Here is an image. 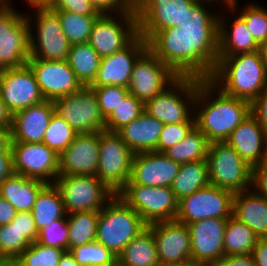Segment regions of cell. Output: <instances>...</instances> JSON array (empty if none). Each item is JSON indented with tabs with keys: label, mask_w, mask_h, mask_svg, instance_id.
<instances>
[{
	"label": "cell",
	"mask_w": 267,
	"mask_h": 266,
	"mask_svg": "<svg viewBox=\"0 0 267 266\" xmlns=\"http://www.w3.org/2000/svg\"><path fill=\"white\" fill-rule=\"evenodd\" d=\"M206 2L212 5L218 0H196L178 26L159 31L148 42L178 77L209 79L217 65L220 16L206 10Z\"/></svg>",
	"instance_id": "6da1fadb"
},
{
	"label": "cell",
	"mask_w": 267,
	"mask_h": 266,
	"mask_svg": "<svg viewBox=\"0 0 267 266\" xmlns=\"http://www.w3.org/2000/svg\"><path fill=\"white\" fill-rule=\"evenodd\" d=\"M250 113V102L223 93L209 79H200L194 103L195 126L209 143L225 141Z\"/></svg>",
	"instance_id": "7a4b0ae2"
},
{
	"label": "cell",
	"mask_w": 267,
	"mask_h": 266,
	"mask_svg": "<svg viewBox=\"0 0 267 266\" xmlns=\"http://www.w3.org/2000/svg\"><path fill=\"white\" fill-rule=\"evenodd\" d=\"M209 80L223 93L252 103L267 87L259 51L218 56Z\"/></svg>",
	"instance_id": "3957f363"
},
{
	"label": "cell",
	"mask_w": 267,
	"mask_h": 266,
	"mask_svg": "<svg viewBox=\"0 0 267 266\" xmlns=\"http://www.w3.org/2000/svg\"><path fill=\"white\" fill-rule=\"evenodd\" d=\"M147 225L117 194L99 211L96 241L118 257Z\"/></svg>",
	"instance_id": "277c9868"
},
{
	"label": "cell",
	"mask_w": 267,
	"mask_h": 266,
	"mask_svg": "<svg viewBox=\"0 0 267 266\" xmlns=\"http://www.w3.org/2000/svg\"><path fill=\"white\" fill-rule=\"evenodd\" d=\"M199 84V78L178 77L144 104L145 112L163 124L195 122L194 103Z\"/></svg>",
	"instance_id": "5b68a950"
},
{
	"label": "cell",
	"mask_w": 267,
	"mask_h": 266,
	"mask_svg": "<svg viewBox=\"0 0 267 266\" xmlns=\"http://www.w3.org/2000/svg\"><path fill=\"white\" fill-rule=\"evenodd\" d=\"M206 160L211 185L233 193L252 188L253 168L225 141L209 143Z\"/></svg>",
	"instance_id": "8992f818"
},
{
	"label": "cell",
	"mask_w": 267,
	"mask_h": 266,
	"mask_svg": "<svg viewBox=\"0 0 267 266\" xmlns=\"http://www.w3.org/2000/svg\"><path fill=\"white\" fill-rule=\"evenodd\" d=\"M30 35L25 14L12 4L0 6V70L26 65L31 54Z\"/></svg>",
	"instance_id": "52a82bcc"
},
{
	"label": "cell",
	"mask_w": 267,
	"mask_h": 266,
	"mask_svg": "<svg viewBox=\"0 0 267 266\" xmlns=\"http://www.w3.org/2000/svg\"><path fill=\"white\" fill-rule=\"evenodd\" d=\"M53 184L61 195L67 215L99 212L116 195L96 176L59 175Z\"/></svg>",
	"instance_id": "ba28073f"
},
{
	"label": "cell",
	"mask_w": 267,
	"mask_h": 266,
	"mask_svg": "<svg viewBox=\"0 0 267 266\" xmlns=\"http://www.w3.org/2000/svg\"><path fill=\"white\" fill-rule=\"evenodd\" d=\"M117 195L141 216L147 226L176 219L179 201L170 187L126 184Z\"/></svg>",
	"instance_id": "9c48e42d"
},
{
	"label": "cell",
	"mask_w": 267,
	"mask_h": 266,
	"mask_svg": "<svg viewBox=\"0 0 267 266\" xmlns=\"http://www.w3.org/2000/svg\"><path fill=\"white\" fill-rule=\"evenodd\" d=\"M134 153L117 132H99L96 177L117 194L129 181Z\"/></svg>",
	"instance_id": "30bf717a"
},
{
	"label": "cell",
	"mask_w": 267,
	"mask_h": 266,
	"mask_svg": "<svg viewBox=\"0 0 267 266\" xmlns=\"http://www.w3.org/2000/svg\"><path fill=\"white\" fill-rule=\"evenodd\" d=\"M34 9L36 10L34 11L36 15H33L36 16L33 18L35 25L32 22V16L27 15V13L25 15L31 26L29 59L67 60L71 45L63 32L58 13L49 7ZM32 26L36 27V35L32 31L34 28Z\"/></svg>",
	"instance_id": "8fae6325"
},
{
	"label": "cell",
	"mask_w": 267,
	"mask_h": 266,
	"mask_svg": "<svg viewBox=\"0 0 267 266\" xmlns=\"http://www.w3.org/2000/svg\"><path fill=\"white\" fill-rule=\"evenodd\" d=\"M55 112L62 117L77 134L96 133L105 130L96 92L83 86L78 92L55 99Z\"/></svg>",
	"instance_id": "7c38bea8"
},
{
	"label": "cell",
	"mask_w": 267,
	"mask_h": 266,
	"mask_svg": "<svg viewBox=\"0 0 267 266\" xmlns=\"http://www.w3.org/2000/svg\"><path fill=\"white\" fill-rule=\"evenodd\" d=\"M113 14H101L90 33L88 43L101 58L124 49L139 35L136 10Z\"/></svg>",
	"instance_id": "4fadbf2b"
},
{
	"label": "cell",
	"mask_w": 267,
	"mask_h": 266,
	"mask_svg": "<svg viewBox=\"0 0 267 266\" xmlns=\"http://www.w3.org/2000/svg\"><path fill=\"white\" fill-rule=\"evenodd\" d=\"M234 194L210 184L179 200L176 220L188 225L207 218H230Z\"/></svg>",
	"instance_id": "5bb4252c"
},
{
	"label": "cell",
	"mask_w": 267,
	"mask_h": 266,
	"mask_svg": "<svg viewBox=\"0 0 267 266\" xmlns=\"http://www.w3.org/2000/svg\"><path fill=\"white\" fill-rule=\"evenodd\" d=\"M196 0H135L138 34L148 43L159 31L178 26Z\"/></svg>",
	"instance_id": "9a60e30c"
},
{
	"label": "cell",
	"mask_w": 267,
	"mask_h": 266,
	"mask_svg": "<svg viewBox=\"0 0 267 266\" xmlns=\"http://www.w3.org/2000/svg\"><path fill=\"white\" fill-rule=\"evenodd\" d=\"M13 172L53 184L59 176V155L44 143L10 142Z\"/></svg>",
	"instance_id": "2e32d148"
},
{
	"label": "cell",
	"mask_w": 267,
	"mask_h": 266,
	"mask_svg": "<svg viewBox=\"0 0 267 266\" xmlns=\"http://www.w3.org/2000/svg\"><path fill=\"white\" fill-rule=\"evenodd\" d=\"M178 76L149 48L134 64L128 85L129 94L144 104L162 93Z\"/></svg>",
	"instance_id": "e0dca14e"
},
{
	"label": "cell",
	"mask_w": 267,
	"mask_h": 266,
	"mask_svg": "<svg viewBox=\"0 0 267 266\" xmlns=\"http://www.w3.org/2000/svg\"><path fill=\"white\" fill-rule=\"evenodd\" d=\"M0 96L12 115L45 100L27 64L0 70Z\"/></svg>",
	"instance_id": "ac0fdd59"
},
{
	"label": "cell",
	"mask_w": 267,
	"mask_h": 266,
	"mask_svg": "<svg viewBox=\"0 0 267 266\" xmlns=\"http://www.w3.org/2000/svg\"><path fill=\"white\" fill-rule=\"evenodd\" d=\"M26 64L31 68L45 100L54 101L83 87L67 60L28 59Z\"/></svg>",
	"instance_id": "d6986e66"
},
{
	"label": "cell",
	"mask_w": 267,
	"mask_h": 266,
	"mask_svg": "<svg viewBox=\"0 0 267 266\" xmlns=\"http://www.w3.org/2000/svg\"><path fill=\"white\" fill-rule=\"evenodd\" d=\"M228 218H207L188 224L191 260L202 266H212L224 254V233Z\"/></svg>",
	"instance_id": "ffe728a7"
},
{
	"label": "cell",
	"mask_w": 267,
	"mask_h": 266,
	"mask_svg": "<svg viewBox=\"0 0 267 266\" xmlns=\"http://www.w3.org/2000/svg\"><path fill=\"white\" fill-rule=\"evenodd\" d=\"M147 49L148 43L138 35L124 49L101 58L96 78L90 87H128L134 64Z\"/></svg>",
	"instance_id": "44dd1931"
},
{
	"label": "cell",
	"mask_w": 267,
	"mask_h": 266,
	"mask_svg": "<svg viewBox=\"0 0 267 266\" xmlns=\"http://www.w3.org/2000/svg\"><path fill=\"white\" fill-rule=\"evenodd\" d=\"M180 167L181 164L174 162L164 153H137L132 159L131 176L127 184L170 187Z\"/></svg>",
	"instance_id": "7402d4cb"
},
{
	"label": "cell",
	"mask_w": 267,
	"mask_h": 266,
	"mask_svg": "<svg viewBox=\"0 0 267 266\" xmlns=\"http://www.w3.org/2000/svg\"><path fill=\"white\" fill-rule=\"evenodd\" d=\"M156 243L159 262L177 263L191 260L190 231L178 220H167L148 225Z\"/></svg>",
	"instance_id": "603a6c76"
},
{
	"label": "cell",
	"mask_w": 267,
	"mask_h": 266,
	"mask_svg": "<svg viewBox=\"0 0 267 266\" xmlns=\"http://www.w3.org/2000/svg\"><path fill=\"white\" fill-rule=\"evenodd\" d=\"M99 163V132L77 134L59 155V175L96 176Z\"/></svg>",
	"instance_id": "cb8c5ba5"
},
{
	"label": "cell",
	"mask_w": 267,
	"mask_h": 266,
	"mask_svg": "<svg viewBox=\"0 0 267 266\" xmlns=\"http://www.w3.org/2000/svg\"><path fill=\"white\" fill-rule=\"evenodd\" d=\"M54 112V102L44 100L14 113L10 129L11 142L43 143Z\"/></svg>",
	"instance_id": "d4e9b609"
},
{
	"label": "cell",
	"mask_w": 267,
	"mask_h": 266,
	"mask_svg": "<svg viewBox=\"0 0 267 266\" xmlns=\"http://www.w3.org/2000/svg\"><path fill=\"white\" fill-rule=\"evenodd\" d=\"M225 142L252 168L267 157V135L251 113L232 131Z\"/></svg>",
	"instance_id": "484cf974"
},
{
	"label": "cell",
	"mask_w": 267,
	"mask_h": 266,
	"mask_svg": "<svg viewBox=\"0 0 267 266\" xmlns=\"http://www.w3.org/2000/svg\"><path fill=\"white\" fill-rule=\"evenodd\" d=\"M163 123L147 112L126 124L117 133L134 154L155 151Z\"/></svg>",
	"instance_id": "4316f807"
},
{
	"label": "cell",
	"mask_w": 267,
	"mask_h": 266,
	"mask_svg": "<svg viewBox=\"0 0 267 266\" xmlns=\"http://www.w3.org/2000/svg\"><path fill=\"white\" fill-rule=\"evenodd\" d=\"M233 217L246 224L258 238L267 237V198L254 188L234 194Z\"/></svg>",
	"instance_id": "83f0119b"
},
{
	"label": "cell",
	"mask_w": 267,
	"mask_h": 266,
	"mask_svg": "<svg viewBox=\"0 0 267 266\" xmlns=\"http://www.w3.org/2000/svg\"><path fill=\"white\" fill-rule=\"evenodd\" d=\"M237 15L231 26L225 23L226 18L224 17L226 16L219 15L221 16L219 17V56H233L258 51L259 44L253 38L244 19L239 14Z\"/></svg>",
	"instance_id": "f1b7e54d"
},
{
	"label": "cell",
	"mask_w": 267,
	"mask_h": 266,
	"mask_svg": "<svg viewBox=\"0 0 267 266\" xmlns=\"http://www.w3.org/2000/svg\"><path fill=\"white\" fill-rule=\"evenodd\" d=\"M45 182L13 173L0 185V197L6 199L17 212H31Z\"/></svg>",
	"instance_id": "f546056e"
},
{
	"label": "cell",
	"mask_w": 267,
	"mask_h": 266,
	"mask_svg": "<svg viewBox=\"0 0 267 266\" xmlns=\"http://www.w3.org/2000/svg\"><path fill=\"white\" fill-rule=\"evenodd\" d=\"M117 262L122 266H157L159 261L153 233L144 229L124 247Z\"/></svg>",
	"instance_id": "4dcf8cb0"
},
{
	"label": "cell",
	"mask_w": 267,
	"mask_h": 266,
	"mask_svg": "<svg viewBox=\"0 0 267 266\" xmlns=\"http://www.w3.org/2000/svg\"><path fill=\"white\" fill-rule=\"evenodd\" d=\"M210 185L207 160L181 164L178 174L170 186L176 199L193 194Z\"/></svg>",
	"instance_id": "1f68e13d"
},
{
	"label": "cell",
	"mask_w": 267,
	"mask_h": 266,
	"mask_svg": "<svg viewBox=\"0 0 267 266\" xmlns=\"http://www.w3.org/2000/svg\"><path fill=\"white\" fill-rule=\"evenodd\" d=\"M36 229L67 216L61 195L54 184H46L38 193L31 210Z\"/></svg>",
	"instance_id": "d6a6232c"
},
{
	"label": "cell",
	"mask_w": 267,
	"mask_h": 266,
	"mask_svg": "<svg viewBox=\"0 0 267 266\" xmlns=\"http://www.w3.org/2000/svg\"><path fill=\"white\" fill-rule=\"evenodd\" d=\"M67 61L81 84L90 86L96 78L101 57L89 43H83L70 46Z\"/></svg>",
	"instance_id": "836d02e7"
},
{
	"label": "cell",
	"mask_w": 267,
	"mask_h": 266,
	"mask_svg": "<svg viewBox=\"0 0 267 266\" xmlns=\"http://www.w3.org/2000/svg\"><path fill=\"white\" fill-rule=\"evenodd\" d=\"M99 212L82 211L67 215L68 245L67 251L96 241Z\"/></svg>",
	"instance_id": "e575fe53"
},
{
	"label": "cell",
	"mask_w": 267,
	"mask_h": 266,
	"mask_svg": "<svg viewBox=\"0 0 267 266\" xmlns=\"http://www.w3.org/2000/svg\"><path fill=\"white\" fill-rule=\"evenodd\" d=\"M209 142L195 126L184 140L167 149L164 154L179 164L205 160Z\"/></svg>",
	"instance_id": "d590c367"
},
{
	"label": "cell",
	"mask_w": 267,
	"mask_h": 266,
	"mask_svg": "<svg viewBox=\"0 0 267 266\" xmlns=\"http://www.w3.org/2000/svg\"><path fill=\"white\" fill-rule=\"evenodd\" d=\"M223 239L225 255H240L252 254L258 237L246 224L231 216L228 218Z\"/></svg>",
	"instance_id": "8d00e7d4"
},
{
	"label": "cell",
	"mask_w": 267,
	"mask_h": 266,
	"mask_svg": "<svg viewBox=\"0 0 267 266\" xmlns=\"http://www.w3.org/2000/svg\"><path fill=\"white\" fill-rule=\"evenodd\" d=\"M70 45L88 43L92 27L100 15H81L56 11Z\"/></svg>",
	"instance_id": "74e56055"
},
{
	"label": "cell",
	"mask_w": 267,
	"mask_h": 266,
	"mask_svg": "<svg viewBox=\"0 0 267 266\" xmlns=\"http://www.w3.org/2000/svg\"><path fill=\"white\" fill-rule=\"evenodd\" d=\"M64 252L35 241L15 259V266H57Z\"/></svg>",
	"instance_id": "f35d334b"
},
{
	"label": "cell",
	"mask_w": 267,
	"mask_h": 266,
	"mask_svg": "<svg viewBox=\"0 0 267 266\" xmlns=\"http://www.w3.org/2000/svg\"><path fill=\"white\" fill-rule=\"evenodd\" d=\"M145 111L144 103L136 96L128 94L105 119V130L117 132Z\"/></svg>",
	"instance_id": "ab89813d"
},
{
	"label": "cell",
	"mask_w": 267,
	"mask_h": 266,
	"mask_svg": "<svg viewBox=\"0 0 267 266\" xmlns=\"http://www.w3.org/2000/svg\"><path fill=\"white\" fill-rule=\"evenodd\" d=\"M77 133L56 112L53 113L43 137V143L60 155L72 142Z\"/></svg>",
	"instance_id": "60d3db41"
},
{
	"label": "cell",
	"mask_w": 267,
	"mask_h": 266,
	"mask_svg": "<svg viewBox=\"0 0 267 266\" xmlns=\"http://www.w3.org/2000/svg\"><path fill=\"white\" fill-rule=\"evenodd\" d=\"M80 266H114L117 257L97 241L78 246L70 251Z\"/></svg>",
	"instance_id": "b9f144b4"
},
{
	"label": "cell",
	"mask_w": 267,
	"mask_h": 266,
	"mask_svg": "<svg viewBox=\"0 0 267 266\" xmlns=\"http://www.w3.org/2000/svg\"><path fill=\"white\" fill-rule=\"evenodd\" d=\"M242 11V12H241ZM240 16L258 44L267 41V9L255 3L242 7Z\"/></svg>",
	"instance_id": "7bdbcfd3"
},
{
	"label": "cell",
	"mask_w": 267,
	"mask_h": 266,
	"mask_svg": "<svg viewBox=\"0 0 267 266\" xmlns=\"http://www.w3.org/2000/svg\"><path fill=\"white\" fill-rule=\"evenodd\" d=\"M31 242L11 222L0 226V255L16 259Z\"/></svg>",
	"instance_id": "ee69618b"
},
{
	"label": "cell",
	"mask_w": 267,
	"mask_h": 266,
	"mask_svg": "<svg viewBox=\"0 0 267 266\" xmlns=\"http://www.w3.org/2000/svg\"><path fill=\"white\" fill-rule=\"evenodd\" d=\"M67 216L46 225L38 231L36 242L46 246L56 247L67 251L68 245Z\"/></svg>",
	"instance_id": "f6af8a7d"
},
{
	"label": "cell",
	"mask_w": 267,
	"mask_h": 266,
	"mask_svg": "<svg viewBox=\"0 0 267 266\" xmlns=\"http://www.w3.org/2000/svg\"><path fill=\"white\" fill-rule=\"evenodd\" d=\"M91 88L96 92L100 112L104 119H106L117 105L129 94L128 88L122 86L109 85Z\"/></svg>",
	"instance_id": "bcb514c9"
},
{
	"label": "cell",
	"mask_w": 267,
	"mask_h": 266,
	"mask_svg": "<svg viewBox=\"0 0 267 266\" xmlns=\"http://www.w3.org/2000/svg\"><path fill=\"white\" fill-rule=\"evenodd\" d=\"M195 127V122H185L177 124H164L159 136L156 152L164 153L184 138Z\"/></svg>",
	"instance_id": "7dc6e473"
},
{
	"label": "cell",
	"mask_w": 267,
	"mask_h": 266,
	"mask_svg": "<svg viewBox=\"0 0 267 266\" xmlns=\"http://www.w3.org/2000/svg\"><path fill=\"white\" fill-rule=\"evenodd\" d=\"M49 8L81 15H101L90 0H54Z\"/></svg>",
	"instance_id": "c3c4849f"
},
{
	"label": "cell",
	"mask_w": 267,
	"mask_h": 266,
	"mask_svg": "<svg viewBox=\"0 0 267 266\" xmlns=\"http://www.w3.org/2000/svg\"><path fill=\"white\" fill-rule=\"evenodd\" d=\"M93 6L101 14L131 13L135 10V0H90Z\"/></svg>",
	"instance_id": "681fc988"
},
{
	"label": "cell",
	"mask_w": 267,
	"mask_h": 266,
	"mask_svg": "<svg viewBox=\"0 0 267 266\" xmlns=\"http://www.w3.org/2000/svg\"><path fill=\"white\" fill-rule=\"evenodd\" d=\"M11 223L31 242H35L38 230L31 212H17Z\"/></svg>",
	"instance_id": "f907efd6"
},
{
	"label": "cell",
	"mask_w": 267,
	"mask_h": 266,
	"mask_svg": "<svg viewBox=\"0 0 267 266\" xmlns=\"http://www.w3.org/2000/svg\"><path fill=\"white\" fill-rule=\"evenodd\" d=\"M251 114L257 119L267 135V87L251 103Z\"/></svg>",
	"instance_id": "816d5d0a"
},
{
	"label": "cell",
	"mask_w": 267,
	"mask_h": 266,
	"mask_svg": "<svg viewBox=\"0 0 267 266\" xmlns=\"http://www.w3.org/2000/svg\"><path fill=\"white\" fill-rule=\"evenodd\" d=\"M252 188L267 198V157L253 168Z\"/></svg>",
	"instance_id": "f5cc1de1"
},
{
	"label": "cell",
	"mask_w": 267,
	"mask_h": 266,
	"mask_svg": "<svg viewBox=\"0 0 267 266\" xmlns=\"http://www.w3.org/2000/svg\"><path fill=\"white\" fill-rule=\"evenodd\" d=\"M212 266H255L252 254L225 255Z\"/></svg>",
	"instance_id": "db71d44e"
},
{
	"label": "cell",
	"mask_w": 267,
	"mask_h": 266,
	"mask_svg": "<svg viewBox=\"0 0 267 266\" xmlns=\"http://www.w3.org/2000/svg\"><path fill=\"white\" fill-rule=\"evenodd\" d=\"M252 255L255 266H267V237L258 238Z\"/></svg>",
	"instance_id": "11a10c76"
},
{
	"label": "cell",
	"mask_w": 267,
	"mask_h": 266,
	"mask_svg": "<svg viewBox=\"0 0 267 266\" xmlns=\"http://www.w3.org/2000/svg\"><path fill=\"white\" fill-rule=\"evenodd\" d=\"M16 214V209L6 199L0 197V226L9 224Z\"/></svg>",
	"instance_id": "9f6ffc18"
},
{
	"label": "cell",
	"mask_w": 267,
	"mask_h": 266,
	"mask_svg": "<svg viewBox=\"0 0 267 266\" xmlns=\"http://www.w3.org/2000/svg\"><path fill=\"white\" fill-rule=\"evenodd\" d=\"M13 173L12 155H0V185Z\"/></svg>",
	"instance_id": "6f0895ef"
},
{
	"label": "cell",
	"mask_w": 267,
	"mask_h": 266,
	"mask_svg": "<svg viewBox=\"0 0 267 266\" xmlns=\"http://www.w3.org/2000/svg\"><path fill=\"white\" fill-rule=\"evenodd\" d=\"M10 129L0 128V155H12Z\"/></svg>",
	"instance_id": "680465c9"
},
{
	"label": "cell",
	"mask_w": 267,
	"mask_h": 266,
	"mask_svg": "<svg viewBox=\"0 0 267 266\" xmlns=\"http://www.w3.org/2000/svg\"><path fill=\"white\" fill-rule=\"evenodd\" d=\"M12 125V114L7 109L6 105L0 96V128L11 129Z\"/></svg>",
	"instance_id": "91938a15"
},
{
	"label": "cell",
	"mask_w": 267,
	"mask_h": 266,
	"mask_svg": "<svg viewBox=\"0 0 267 266\" xmlns=\"http://www.w3.org/2000/svg\"><path fill=\"white\" fill-rule=\"evenodd\" d=\"M57 266H80L70 251H65Z\"/></svg>",
	"instance_id": "94428289"
},
{
	"label": "cell",
	"mask_w": 267,
	"mask_h": 266,
	"mask_svg": "<svg viewBox=\"0 0 267 266\" xmlns=\"http://www.w3.org/2000/svg\"><path fill=\"white\" fill-rule=\"evenodd\" d=\"M258 51L261 56V61L264 67V71L267 77V41L259 44Z\"/></svg>",
	"instance_id": "6125c7cd"
},
{
	"label": "cell",
	"mask_w": 267,
	"mask_h": 266,
	"mask_svg": "<svg viewBox=\"0 0 267 266\" xmlns=\"http://www.w3.org/2000/svg\"><path fill=\"white\" fill-rule=\"evenodd\" d=\"M28 6H33L32 8H47L50 7L54 0H25Z\"/></svg>",
	"instance_id": "be15d7a7"
},
{
	"label": "cell",
	"mask_w": 267,
	"mask_h": 266,
	"mask_svg": "<svg viewBox=\"0 0 267 266\" xmlns=\"http://www.w3.org/2000/svg\"><path fill=\"white\" fill-rule=\"evenodd\" d=\"M157 266H202L198 263H195L193 260L177 262V263H165L159 262Z\"/></svg>",
	"instance_id": "e7e4bbea"
},
{
	"label": "cell",
	"mask_w": 267,
	"mask_h": 266,
	"mask_svg": "<svg viewBox=\"0 0 267 266\" xmlns=\"http://www.w3.org/2000/svg\"><path fill=\"white\" fill-rule=\"evenodd\" d=\"M0 266H15V260L8 256L0 255Z\"/></svg>",
	"instance_id": "03108f58"
},
{
	"label": "cell",
	"mask_w": 267,
	"mask_h": 266,
	"mask_svg": "<svg viewBox=\"0 0 267 266\" xmlns=\"http://www.w3.org/2000/svg\"><path fill=\"white\" fill-rule=\"evenodd\" d=\"M10 4H13L11 3V0H0V6L10 5Z\"/></svg>",
	"instance_id": "003e7915"
},
{
	"label": "cell",
	"mask_w": 267,
	"mask_h": 266,
	"mask_svg": "<svg viewBox=\"0 0 267 266\" xmlns=\"http://www.w3.org/2000/svg\"><path fill=\"white\" fill-rule=\"evenodd\" d=\"M114 266H122V265H120V264L117 262Z\"/></svg>",
	"instance_id": "a7ac6f4b"
}]
</instances>
